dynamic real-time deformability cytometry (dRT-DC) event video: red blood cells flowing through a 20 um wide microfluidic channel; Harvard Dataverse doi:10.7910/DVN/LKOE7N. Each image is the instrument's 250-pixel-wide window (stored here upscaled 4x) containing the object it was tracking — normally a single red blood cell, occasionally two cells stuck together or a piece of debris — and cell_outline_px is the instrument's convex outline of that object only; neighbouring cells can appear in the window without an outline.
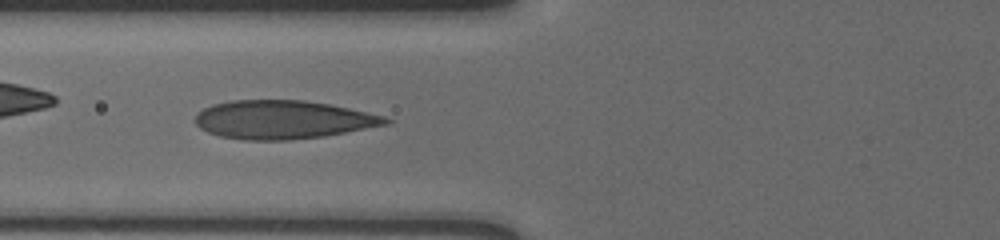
{"species": "human", "species_latin": "Homo sapiens", "temperature_condition": "cold", "stored_images_in_passage": 40, "camera_frame_rate_fps": 3000, "um_per_image_px": 0.085, "donor": {"sex": "male"}, "frame": {"image": 1, "passage_image": 9, "time_ms": 2.667, "image_size_px": [1000, 240], "cell_outline_px": [[392, 120], [388, 124], [324, 136], [288, 140], [244, 140], [220, 136], [208, 132], [200, 128], [196, 124], [196, 116], [204, 108], [212, 104], [232, 100], [304, 100], [328, 104], [348, 108], [384, 116]], "centroid_in_image_um": [24.03, 10.17], "position_along_channel_um": 101.8, "area_um2": 42.43}}
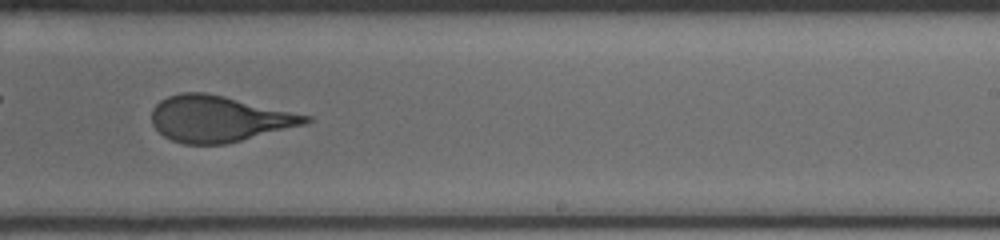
{"frame": {"image": 2, "passage_image": 22, "time_ms": 7.0, "image_size_px": [1000, 240], "cell_outline_px": [[312, 120], [304, 124], [224, 144], [184, 144], [172, 140], [164, 136], [152, 124], [152, 108], [160, 100], [168, 96], [180, 92], [204, 92], [224, 96], [312, 116]], "centroid_in_image_um": [18.56, 10.08], "position_along_channel_um": 270.4, "area_um2": 40.92}}
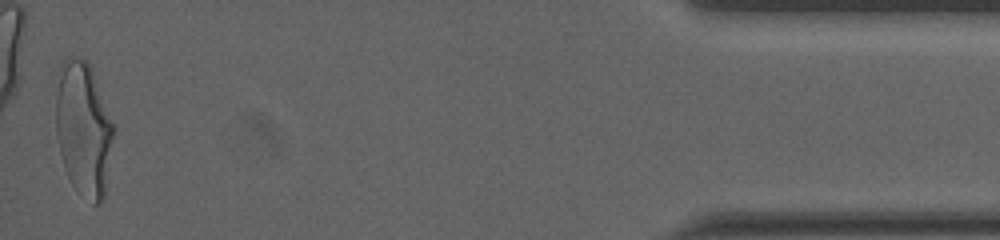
{"frame": {"image": 3, "passage_image": 40, "time_ms": 13.0, "image_size_px": [1000, 240], "cell_outline_px": [[116, 128], [104, 196], [100, 204], [92, 204], [72, 184], [64, 168], [60, 152], [56, 132], [56, 92], [64, 60], [68, 56], [84, 60], [92, 68]], "centroid_in_image_um": [7.14, 10.98], "position_along_channel_um": 428.1, "area_um2": 45.08}, "authors_computed_cell_mechanics": {"area_um2": 41.7605, "velocity_mm_per_s": 3.6246, "shape_relaxation_time_tau1_ms": 5.7971, "shape_relaxation_time_tau2_ms": 0.6679, "deformation_change_tau1": 0.2006, "deformation_change_tau2": 0.0698}}